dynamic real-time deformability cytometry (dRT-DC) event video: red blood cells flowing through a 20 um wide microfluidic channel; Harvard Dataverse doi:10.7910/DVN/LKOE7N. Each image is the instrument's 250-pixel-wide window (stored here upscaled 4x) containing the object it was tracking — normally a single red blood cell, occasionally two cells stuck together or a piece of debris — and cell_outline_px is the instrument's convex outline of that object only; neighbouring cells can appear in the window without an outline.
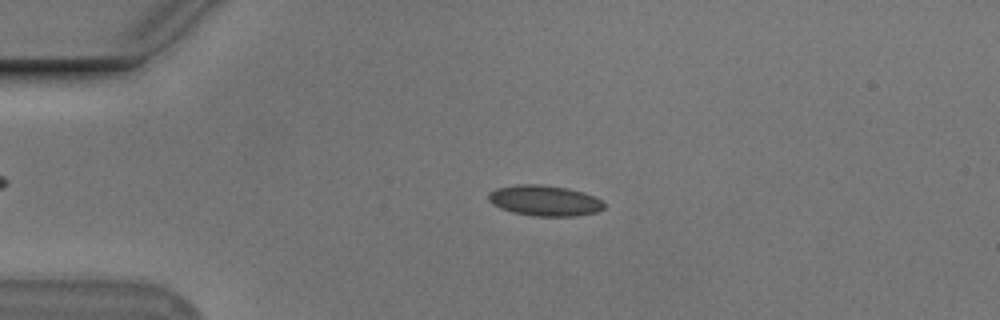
{"species": "Egyptian fruit bat (a non-hibernating species)", "species_latin": "Rousettus aegyptiacus", "temperature_condition": "cold", "stored_images_in_passage": 52, "camera_frame_rate_fps": 3000, "um_per_image_px": 0.085, "animal": {"sex": "male"}, "frame": {"image": 1, "passage_image": 12, "time_ms": 3.667, "image_size_px": [1000, 320], "cell_outline_px": [[604, 208], [596, 212], [576, 216], [532, 216], [512, 212], [500, 208], [492, 204], [488, 200], [488, 192], [496, 188], [516, 184], [540, 184], [568, 188], [584, 192], [600, 200], [604, 204]], "centroid_in_image_um": [46.25, 17.05], "position_along_channel_um": 38.8, "area_um2": 20.75}}
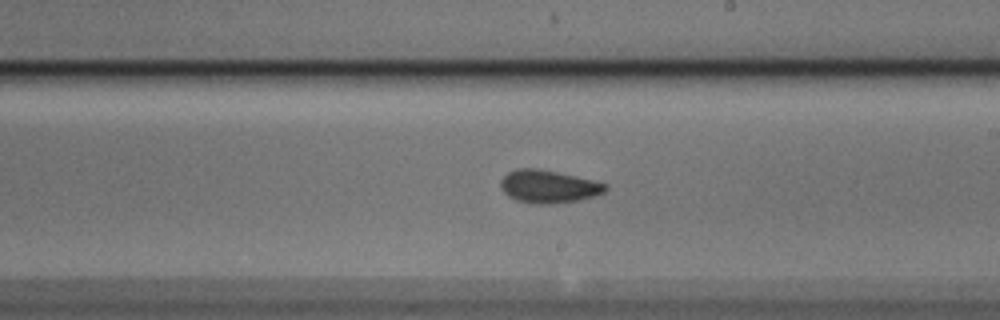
{"frame": {"image": 2, "passage_image": 31, "time_ms": 10.0, "image_size_px": [1000, 320], "cell_outline_px": [[608, 188], [604, 192], [596, 196], [580, 200], [556, 204], [532, 204], [516, 200], [508, 196], [500, 188], [500, 180], [508, 172], [516, 168], [536, 168], [576, 176], [608, 184]], "centroid_in_image_um": [46.62, 15.87], "position_along_channel_um": 242.4, "area_um2": 20.29}}
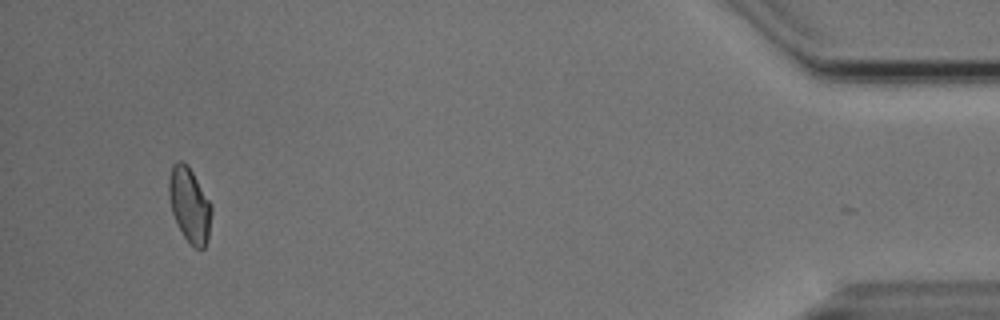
{"frame": {"image": 3, "passage_image": 51, "time_ms": 16.667, "image_size_px": [1000, 320], "cell_outline_px": [[212, 212], [208, 240], [204, 248], [196, 248], [184, 236], [176, 224], [172, 212], [168, 196], [168, 180], [172, 164], [176, 160], [184, 160], [188, 164], [212, 204]], "centroid_in_image_um": [16.1, 17.36], "position_along_channel_um": 419.1, "area_um2": 18.9}, "authors_computed_cell_mechanics": {"area_um2": 19.3919, "velocity_mm_per_s": 3.7586, "shape_relaxation_time_tau1_ms": 4.5143, "shape_relaxation_time_tau2_ms": 3.0551, "deformation_change_tau1": 0.0978, "deformation_change_tau2": 0.0774}}